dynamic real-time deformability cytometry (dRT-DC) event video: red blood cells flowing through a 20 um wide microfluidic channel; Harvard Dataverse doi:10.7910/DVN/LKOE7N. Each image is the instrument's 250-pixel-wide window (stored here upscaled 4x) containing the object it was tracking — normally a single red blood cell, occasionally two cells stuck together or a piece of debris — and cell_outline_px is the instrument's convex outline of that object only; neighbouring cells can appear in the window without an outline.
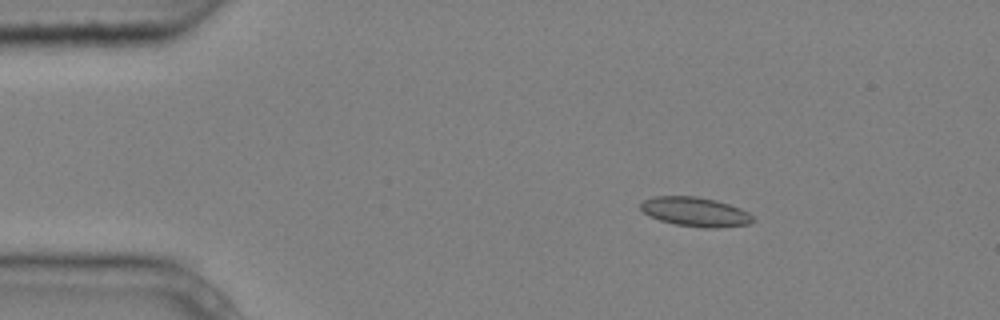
{"species": "common noctule bat (a hibernating species)", "species_latin": "Nyctalus noctula", "temperature_condition": "cold", "stored_images_in_passage": 5, "camera_frame_rate_fps": 3000, "um_per_image_px": 0.085, "animal": {"sex": "male", "body_mass_g": 20.4}, "frame": {"image": 1, "passage_image": 3, "time_ms": 0.667, "image_size_px": [1000, 320], "cell_outline_px": [[752, 220], [748, 224], [716, 228], [704, 228], [676, 224], [660, 220], [644, 212], [640, 208], [640, 204], [644, 200], [656, 196], [696, 196], [716, 200], [740, 208], [748, 212], [752, 216]], "centroid_in_image_um": [59.1, 18.0], "position_along_channel_um": 25.9, "area_um2": 18.9}}